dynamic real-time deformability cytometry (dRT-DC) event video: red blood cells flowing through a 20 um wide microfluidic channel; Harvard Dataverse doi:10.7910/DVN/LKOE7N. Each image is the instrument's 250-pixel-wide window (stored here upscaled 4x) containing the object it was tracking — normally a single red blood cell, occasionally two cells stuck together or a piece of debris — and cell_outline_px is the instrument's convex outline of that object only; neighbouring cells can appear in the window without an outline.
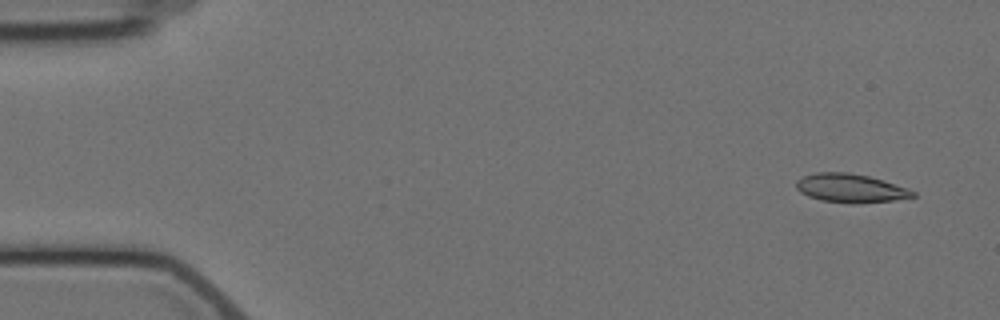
{"species": "Egyptian fruit bat (a non-hibernating species)", "species_latin": "Rousettus aegyptiacus", "temperature_condition": "cold", "stored_images_in_passage": 6, "camera_frame_rate_fps": 3000, "um_per_image_px": 0.085, "animal": {"sex": "female"}, "frame": {"image": 1, "passage_image": 1, "time_ms": 0.0, "image_size_px": [1000, 320], "cell_outline_px": [[916, 196], [892, 200], [856, 204], [852, 204], [820, 200], [808, 196], [800, 192], [796, 188], [796, 180], [804, 176], [816, 172], [848, 172], [868, 176], [884, 180], [908, 188], [916, 192]], "centroid_in_image_um": [72.29, 15.99], "position_along_channel_um": 12.7, "area_um2": 19.59}}
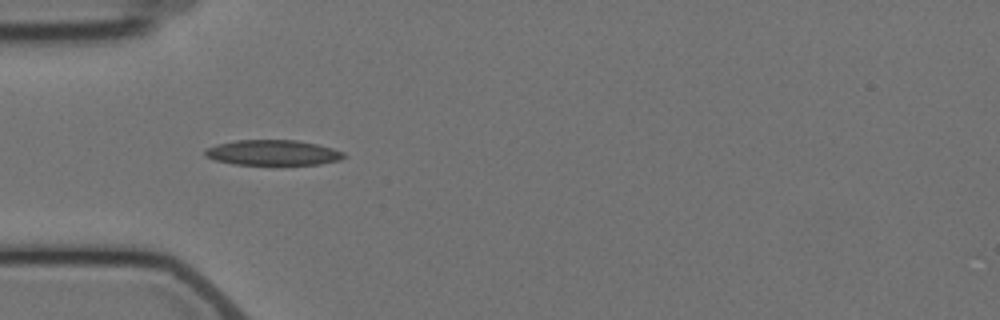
{"frame": {"image": 2, "passage_image": 5, "time_ms": 4.667, "image_size_px": [1000, 320], "cell_outline_px": [[348, 156], [340, 160], [320, 164], [236, 164], [216, 160], [204, 156], [204, 148], [216, 144], [236, 140], [296, 140], [316, 144], [332, 148], [344, 152]], "centroid_in_image_um": [23.19, 12.97], "position_along_channel_um": 61.8, "area_um2": 20.46}}
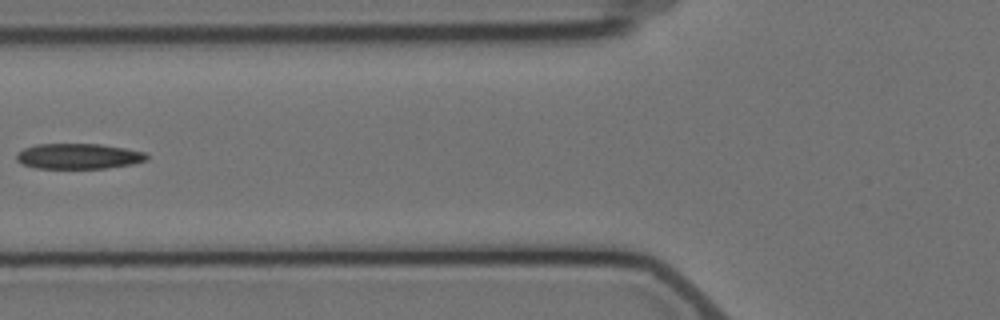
{"frame": {"image": 3, "passage_image": 6, "time_ms": 6.333, "image_size_px": [1000, 320], "cell_outline_px": [[148, 160], [132, 164], [104, 168], [36, 168], [20, 164], [16, 160], [16, 152], [24, 148], [36, 144], [100, 144], [124, 148], [144, 152], [148, 156]], "centroid_in_image_um": [6.63, 13.28], "position_along_channel_um": 119.2, "area_um2": 19.36}}